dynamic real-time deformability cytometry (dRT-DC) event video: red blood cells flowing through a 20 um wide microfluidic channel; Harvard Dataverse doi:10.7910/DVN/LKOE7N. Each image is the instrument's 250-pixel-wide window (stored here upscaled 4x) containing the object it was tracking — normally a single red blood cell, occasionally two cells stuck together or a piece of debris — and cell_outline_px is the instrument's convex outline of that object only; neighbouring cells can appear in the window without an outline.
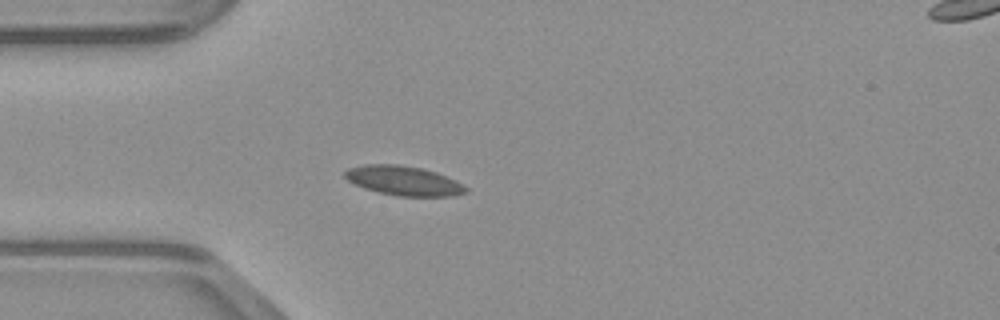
{"species": "common noctule bat (a hibernating species)", "species_latin": "Nyctalus noctula", "temperature_condition": "warm", "stored_images_in_passage": 48, "camera_frame_rate_fps": 3000, "um_per_image_px": 0.085, "animal": {"sex": "male", "body_mass_g": 23.1, "forearm_length_mm": 52.7}, "frame": {"image": 1, "passage_image": 13, "time_ms": 4.0, "image_size_px": [1000, 320], "cell_outline_px": [[468, 192], [456, 196], [396, 196], [364, 188], [348, 180], [344, 176], [344, 172], [348, 168], [364, 164], [396, 164], [420, 168], [436, 172], [456, 180], [464, 184], [468, 188]], "centroid_in_image_um": [34.35, 15.36], "position_along_channel_um": 50.7, "area_um2": 20.81}}
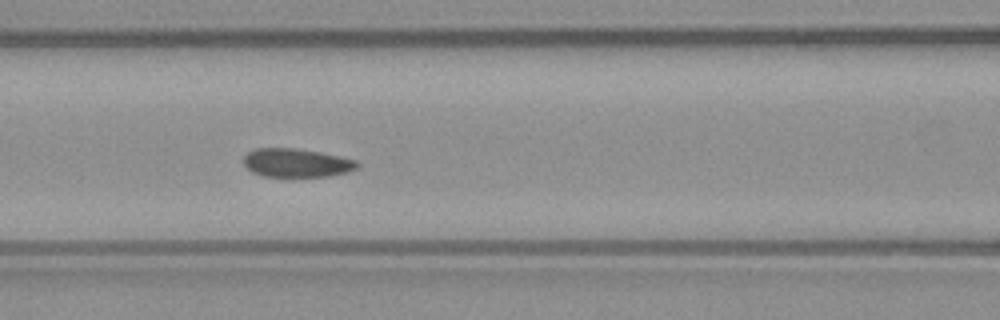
{"frame": {"image": 2, "passage_image": 20, "time_ms": 6.333, "image_size_px": [1000, 320], "cell_outline_px": [[360, 164], [356, 168], [348, 172], [328, 176], [260, 176], [252, 172], [244, 164], [244, 156], [248, 152], [256, 148], [296, 148], [320, 152], [340, 156], [356, 160]], "centroid_in_image_um": [25.2, 13.83], "position_along_channel_um": 141.4, "area_um2": 18.9}}
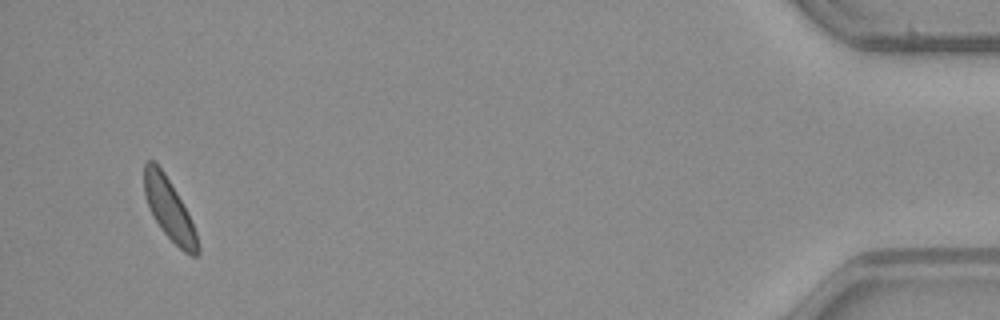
{"frame": {"image": 3, "passage_image": 46, "time_ms": 15.0, "image_size_px": [1000, 320], "cell_outline_px": [[200, 252], [196, 256], [192, 256], [184, 252], [160, 228], [152, 216], [144, 192], [144, 160], [152, 160], [164, 172], [188, 212], [196, 232], [200, 248]], "centroid_in_image_um": [14.38, 17.8], "position_along_channel_um": 420.8, "area_um2": 18.96}}